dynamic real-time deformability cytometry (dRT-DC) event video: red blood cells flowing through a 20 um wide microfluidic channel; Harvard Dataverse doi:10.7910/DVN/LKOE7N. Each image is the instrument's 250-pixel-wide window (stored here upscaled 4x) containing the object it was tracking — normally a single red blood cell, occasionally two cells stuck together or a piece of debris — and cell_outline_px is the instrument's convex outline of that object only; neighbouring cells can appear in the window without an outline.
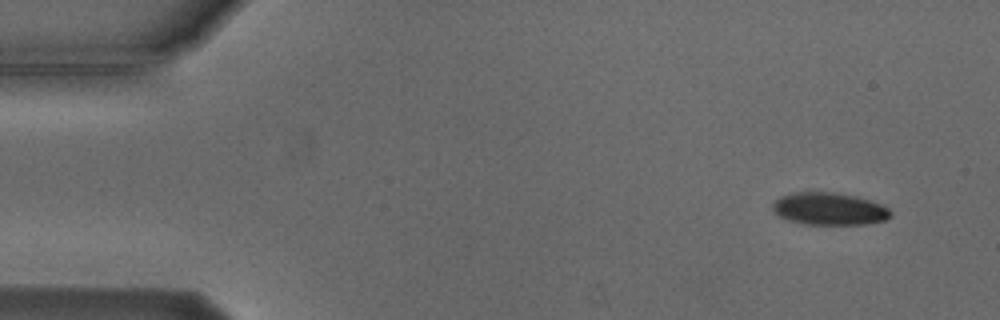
{"species": "Egyptian fruit bat (a non-hibernating species)", "species_latin": "Rousettus aegyptiacus", "temperature_condition": "cold", "stored_images_in_passage": 4, "camera_frame_rate_fps": 3000, "um_per_image_px": 0.085, "animal": {"sex": "male"}, "frame": {"image": 1, "passage_image": 1, "time_ms": 0.0, "image_size_px": [1000, 320], "cell_outline_px": [[892, 216], [884, 220], [864, 224], [804, 224], [788, 220], [780, 216], [772, 208], [772, 204], [780, 196], [792, 192], [832, 192], [856, 196], [884, 204], [892, 212]], "centroid_in_image_um": [70.51, 17.74], "position_along_channel_um": 14.5, "area_um2": 22.31}}
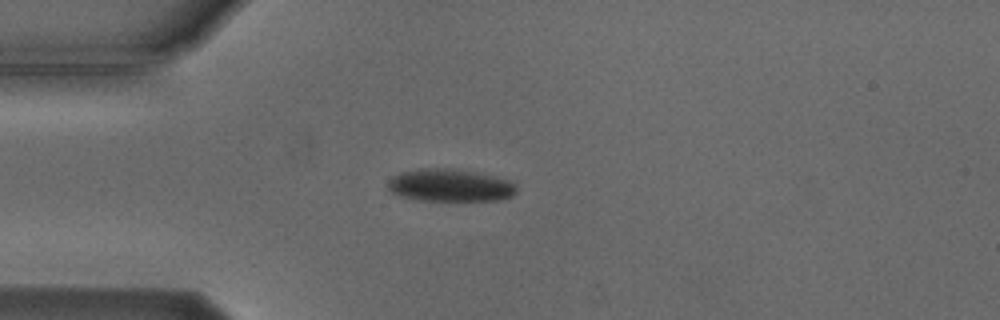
{"frame": {"image": 2, "passage_image": 4, "time_ms": 3.333, "image_size_px": [1000, 320], "cell_outline_px": [[516, 192], [512, 196], [500, 200], [420, 200], [400, 196], [392, 192], [388, 188], [388, 180], [392, 176], [400, 172], [420, 168], [448, 168], [472, 172], [492, 176], [508, 180], [516, 184]], "centroid_in_image_um": [38.23, 15.75], "position_along_channel_um": 46.8, "area_um2": 24.22}}